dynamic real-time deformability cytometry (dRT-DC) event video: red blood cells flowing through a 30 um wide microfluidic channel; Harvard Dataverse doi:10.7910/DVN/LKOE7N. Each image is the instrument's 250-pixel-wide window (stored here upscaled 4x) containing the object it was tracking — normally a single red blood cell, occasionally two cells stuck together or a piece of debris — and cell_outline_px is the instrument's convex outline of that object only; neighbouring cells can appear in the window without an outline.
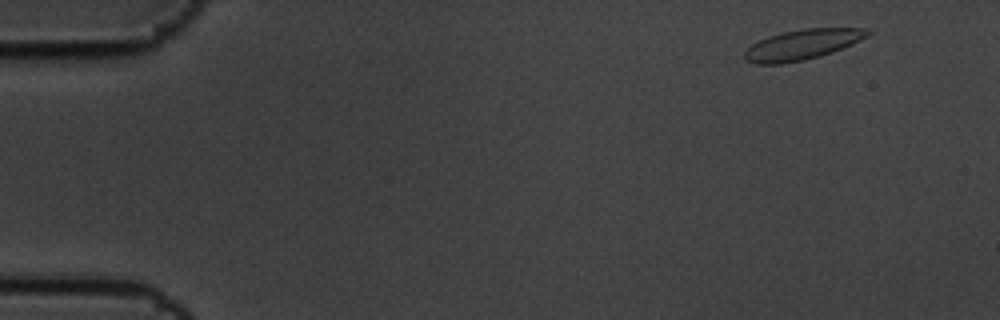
{"species": "common noctule bat (a hibernating species)", "species_latin": "Nyctalus noctula", "temperature_condition": "cold", "stored_images_in_passage": 5, "camera_frame_rate_fps": 3000, "um_per_image_px": 0.085, "animal": {"sex": "male", "body_mass_g": 19.5, "forearm_length_mm": 54.6}, "frame": {"image": 1, "passage_image": 1, "time_ms": 0.0, "image_size_px": [1000, 320], "cell_outline_px": [[872, 32], [868, 36], [852, 44], [832, 52], [820, 56], [804, 60], [780, 64], [756, 64], [744, 60], [744, 52], [752, 44], [768, 36], [780, 32], [804, 28], [864, 28]], "centroid_in_image_um": [68.17, 3.79], "position_along_channel_um": 16.8, "area_um2": 21.73}}
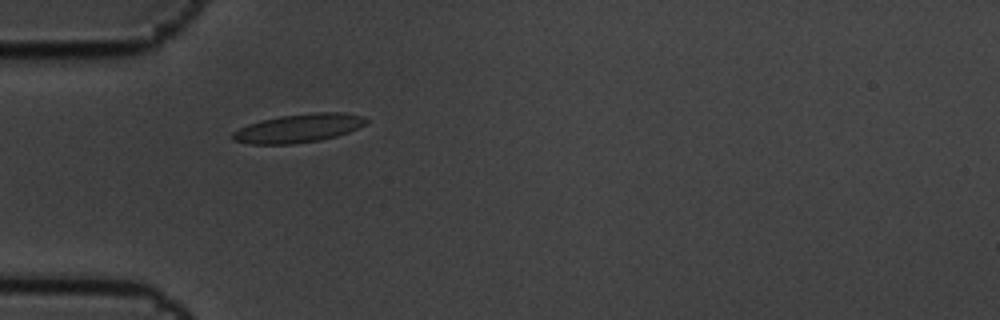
{"frame": {"image": 2, "passage_image": 4, "time_ms": 1.0, "image_size_px": [1000, 320], "cell_outline_px": [[368, 120], [364, 124], [348, 132], [336, 136], [320, 140], [292, 144], [248, 144], [232, 140], [232, 132], [248, 124], [260, 120], [280, 116], [312, 112], [344, 112], [364, 116]], "centroid_in_image_um": [25.36, 10.89], "position_along_channel_um": 59.6, "area_um2": 22.25}}